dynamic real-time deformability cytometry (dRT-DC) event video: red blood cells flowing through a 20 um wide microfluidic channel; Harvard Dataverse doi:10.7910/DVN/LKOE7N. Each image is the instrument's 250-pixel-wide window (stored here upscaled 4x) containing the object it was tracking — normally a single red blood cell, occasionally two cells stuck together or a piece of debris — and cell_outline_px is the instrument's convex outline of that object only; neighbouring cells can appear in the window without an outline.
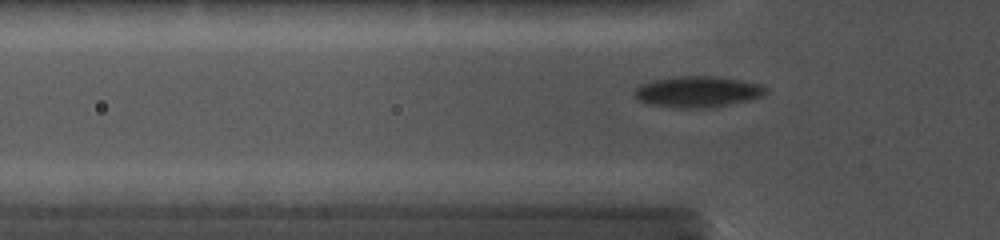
{"species": "common noctule bat (a hibernating species)", "species_latin": "Nyctalus noctula", "temperature_condition": "cold", "stored_images_in_passage": 29, "camera_frame_rate_fps": 5000, "um_per_image_px": 0.085, "animal": {"sex": "female", "body_mass_g": 19.0, "forearm_length_mm": 56.7}, "frame": {"image": 1, "passage_image": 21, "time_ms": 2.8, "image_size_px": [1000, 240], "cell_outline_px": [[768, 92], [760, 96], [748, 100], [712, 108], [676, 108], [648, 104], [636, 100], [636, 88], [640, 84], [652, 80], [676, 76], [716, 76], [740, 80], [760, 84], [768, 88]], "centroid_in_image_um": [59.29, 7.8], "position_along_channel_um": 66.5, "area_um2": 23.93}}
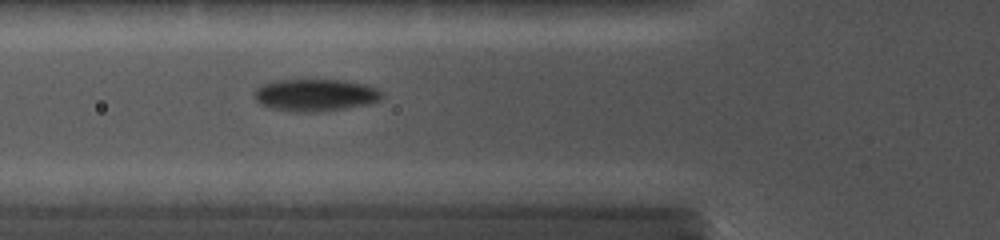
{"frame": {"image": 2, "passage_image": 26, "time_ms": 3.6, "image_size_px": [1000, 240], "cell_outline_px": [[384, 96], [380, 100], [372, 104], [324, 112], [296, 112], [268, 108], [260, 104], [252, 96], [252, 92], [260, 84], [272, 80], [344, 80], [368, 84], [384, 92]], "centroid_in_image_um": [26.81, 8.09], "position_along_channel_um": 99.0, "area_um2": 24.8}}